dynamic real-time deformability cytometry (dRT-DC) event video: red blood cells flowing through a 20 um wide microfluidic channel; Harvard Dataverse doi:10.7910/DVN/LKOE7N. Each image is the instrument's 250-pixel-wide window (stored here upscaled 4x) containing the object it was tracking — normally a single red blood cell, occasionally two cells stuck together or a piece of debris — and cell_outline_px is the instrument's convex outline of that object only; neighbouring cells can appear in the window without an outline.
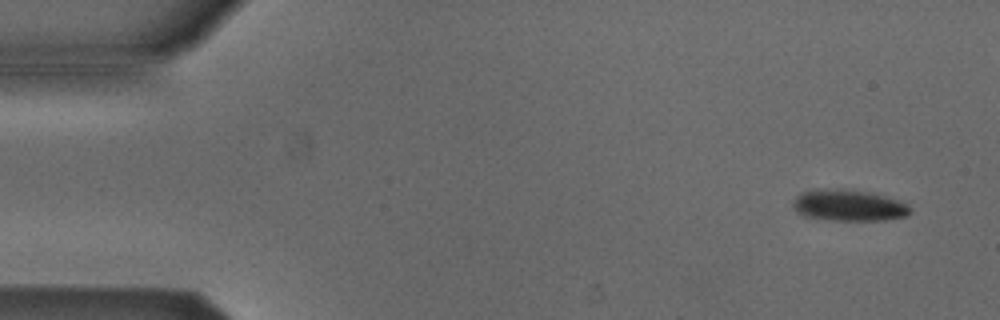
{"species": "Egyptian fruit bat (a non-hibernating species)", "species_latin": "Rousettus aegyptiacus", "temperature_condition": "cold", "stored_images_in_passage": 4, "camera_frame_rate_fps": 3000, "um_per_image_px": 0.085, "animal": {"sex": "male"}, "frame": {"image": 1, "passage_image": 1, "time_ms": 0.0, "image_size_px": [1000, 320], "cell_outline_px": [[912, 212], [908, 216], [884, 220], [828, 220], [804, 216], [796, 212], [792, 208], [792, 204], [796, 196], [800, 192], [816, 188], [848, 188], [872, 192], [900, 200], [908, 204], [912, 208]], "centroid_in_image_um": [72.14, 17.43], "position_along_channel_um": 12.9, "area_um2": 22.2}}